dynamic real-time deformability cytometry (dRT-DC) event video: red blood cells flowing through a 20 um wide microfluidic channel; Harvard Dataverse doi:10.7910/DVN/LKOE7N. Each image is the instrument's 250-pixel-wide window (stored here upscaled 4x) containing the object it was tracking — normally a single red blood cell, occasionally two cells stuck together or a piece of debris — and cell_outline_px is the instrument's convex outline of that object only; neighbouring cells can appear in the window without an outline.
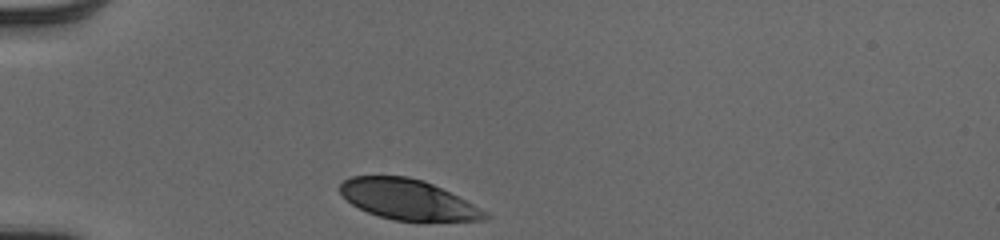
{"species": "human", "species_latin": "Homo sapiens", "temperature_condition": "cold", "stored_images_in_passage": 30, "camera_frame_rate_fps": 3000, "um_per_image_px": 0.085, "donor": {"sex": "male"}, "frame": {"image": 1, "passage_image": 1, "time_ms": 0.0, "image_size_px": [1000, 240], "cell_outline_px": [[492, 216], [488, 220], [392, 220], [368, 212], [352, 204], [340, 192], [340, 184], [344, 180], [352, 176], [408, 176], [424, 180], [488, 212]], "centroid_in_image_um": [34.67, 16.95], "position_along_channel_um": 50.3, "area_um2": 33.41}}
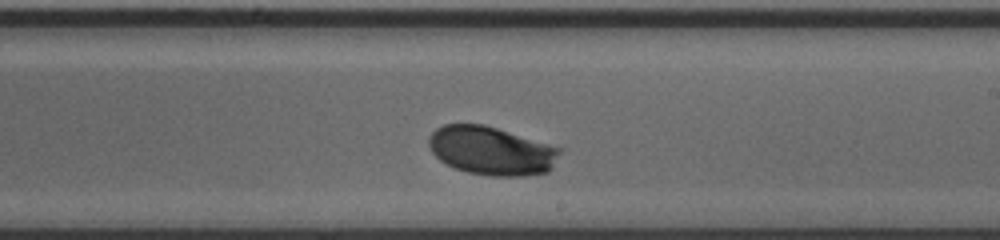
{"frame": {"image": 2, "passage_image": 18, "time_ms": 5.667, "image_size_px": [1000, 240], "cell_outline_px": [[560, 152], [552, 168], [548, 172], [524, 176], [492, 176], [468, 172], [456, 168], [440, 160], [432, 152], [428, 144], [428, 136], [436, 128], [444, 124], [484, 124], [548, 144], [560, 148]], "centroid_in_image_um": [41.74, 12.81], "position_along_channel_um": 247.3, "area_um2": 36.82}}
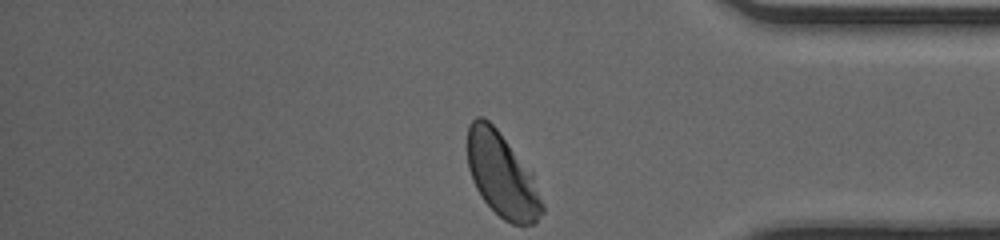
{"frame": {"image": 3, "passage_image": 30, "time_ms": 9.667, "image_size_px": [1000, 240], "cell_outline_px": [[544, 212], [536, 224], [512, 224], [504, 220], [480, 196], [472, 180], [468, 168], [468, 124], [476, 116], [484, 116], [496, 128], [532, 172], [544, 204]], "centroid_in_image_um": [42.68, 14.89], "position_along_channel_um": 392.5, "area_um2": 36.7}, "authors_computed_cell_mechanics": {"area_um2": 36.5585, "velocity_mm_per_s": 3.9717, "shape_relaxation_time_tau1_ms": 2.3115, "shape_relaxation_time_tau2_ms": null, "deformation_change_tau1": 0.1285, "deformation_change_tau2": null}}